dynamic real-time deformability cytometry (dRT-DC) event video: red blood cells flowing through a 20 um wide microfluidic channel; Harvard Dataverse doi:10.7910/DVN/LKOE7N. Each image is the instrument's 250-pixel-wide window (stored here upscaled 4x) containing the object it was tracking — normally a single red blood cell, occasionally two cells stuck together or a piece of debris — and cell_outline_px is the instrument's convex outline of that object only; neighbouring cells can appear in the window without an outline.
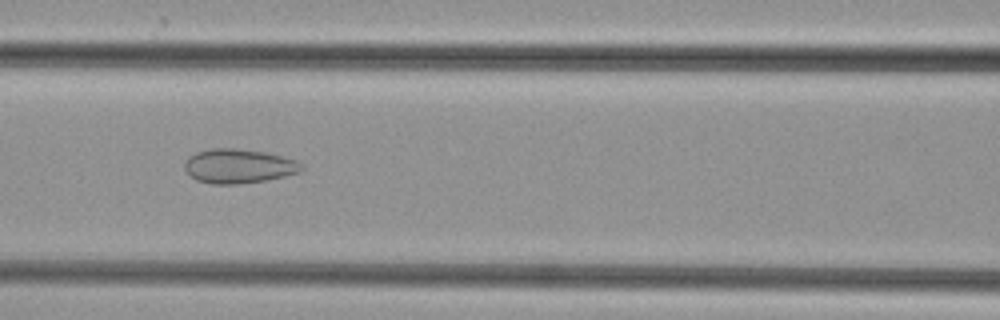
{"species": "common noctule bat (a hibernating species)", "species_latin": "Nyctalus noctula", "temperature_condition": "cold", "stored_images_in_passage": 47, "camera_frame_rate_fps": 3000, "um_per_image_px": 0.085, "animal": {"sex": "female", "body_mass_g": 29.2, "forearm_length_mm": 56.3}, "frame": {"image": 1, "passage_image": 20, "time_ms": 6.333, "image_size_px": [1000, 320], "cell_outline_px": [[304, 168], [300, 172], [268, 180], [240, 184], [212, 184], [196, 180], [184, 168], [184, 164], [188, 156], [196, 152], [212, 148], [232, 148], [264, 152], [296, 160]], "centroid_in_image_um": [20.26, 14.13], "position_along_channel_um": 146.3, "area_um2": 23.29}}
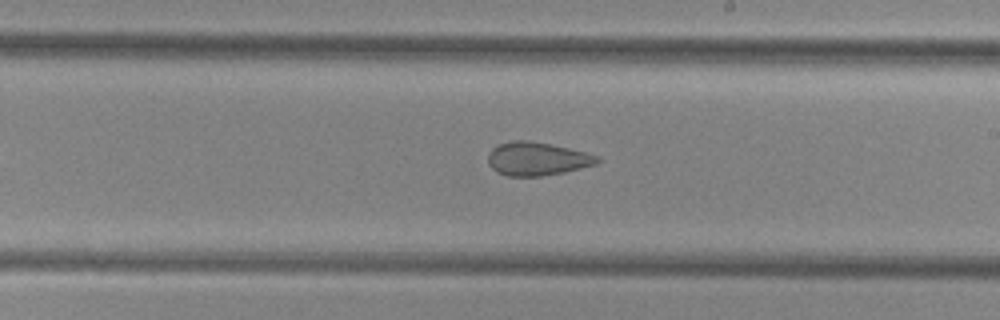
{"frame": {"image": 2, "passage_image": 27, "time_ms": 8.667, "image_size_px": [1000, 320], "cell_outline_px": [[600, 160], [596, 164], [564, 172], [540, 176], [508, 176], [496, 172], [488, 164], [488, 152], [496, 144], [512, 140], [528, 140], [568, 148], [600, 156]], "centroid_in_image_um": [45.6, 13.49], "position_along_channel_um": 243.4, "area_um2": 21.27}}
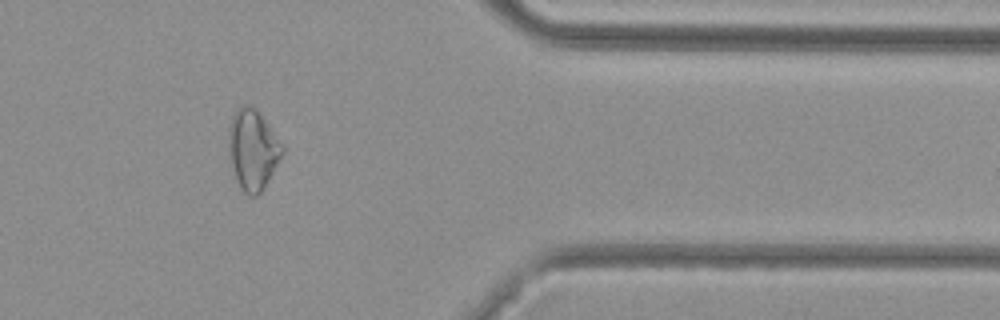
{"frame": {"image": 3, "passage_image": 39, "time_ms": 12.667, "image_size_px": [1000, 320], "cell_outline_px": [[284, 152], [264, 188], [256, 196], [248, 196], [240, 188], [236, 180], [228, 160], [228, 128], [232, 116], [244, 104], [248, 104], [256, 108], [284, 144]], "centroid_in_image_um": [21.47, 12.72], "position_along_channel_um": 389.9, "area_um2": 25.55}}